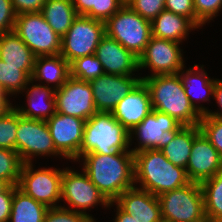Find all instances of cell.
I'll use <instances>...</instances> for the list:
<instances>
[{
	"label": "cell",
	"mask_w": 222,
	"mask_h": 222,
	"mask_svg": "<svg viewBox=\"0 0 222 222\" xmlns=\"http://www.w3.org/2000/svg\"><path fill=\"white\" fill-rule=\"evenodd\" d=\"M34 66H12L0 59V86L10 96L21 93L31 80Z\"/></svg>",
	"instance_id": "29"
},
{
	"label": "cell",
	"mask_w": 222,
	"mask_h": 222,
	"mask_svg": "<svg viewBox=\"0 0 222 222\" xmlns=\"http://www.w3.org/2000/svg\"><path fill=\"white\" fill-rule=\"evenodd\" d=\"M16 14L40 12L46 0H11Z\"/></svg>",
	"instance_id": "41"
},
{
	"label": "cell",
	"mask_w": 222,
	"mask_h": 222,
	"mask_svg": "<svg viewBox=\"0 0 222 222\" xmlns=\"http://www.w3.org/2000/svg\"><path fill=\"white\" fill-rule=\"evenodd\" d=\"M163 222L195 221L205 217L204 195L200 183L188 184L158 196Z\"/></svg>",
	"instance_id": "6"
},
{
	"label": "cell",
	"mask_w": 222,
	"mask_h": 222,
	"mask_svg": "<svg viewBox=\"0 0 222 222\" xmlns=\"http://www.w3.org/2000/svg\"><path fill=\"white\" fill-rule=\"evenodd\" d=\"M18 111L13 107L0 117V148L16 151Z\"/></svg>",
	"instance_id": "33"
},
{
	"label": "cell",
	"mask_w": 222,
	"mask_h": 222,
	"mask_svg": "<svg viewBox=\"0 0 222 222\" xmlns=\"http://www.w3.org/2000/svg\"><path fill=\"white\" fill-rule=\"evenodd\" d=\"M23 162L16 151L0 148V180L17 186Z\"/></svg>",
	"instance_id": "32"
},
{
	"label": "cell",
	"mask_w": 222,
	"mask_h": 222,
	"mask_svg": "<svg viewBox=\"0 0 222 222\" xmlns=\"http://www.w3.org/2000/svg\"><path fill=\"white\" fill-rule=\"evenodd\" d=\"M105 34L104 21L78 15L61 39L60 55L70 64L79 57L95 54Z\"/></svg>",
	"instance_id": "7"
},
{
	"label": "cell",
	"mask_w": 222,
	"mask_h": 222,
	"mask_svg": "<svg viewBox=\"0 0 222 222\" xmlns=\"http://www.w3.org/2000/svg\"><path fill=\"white\" fill-rule=\"evenodd\" d=\"M216 102L218 103V107H220V112H212V110H208V112L203 116H209L212 118H216L219 120H222V80L221 79H215V85L213 90V96Z\"/></svg>",
	"instance_id": "43"
},
{
	"label": "cell",
	"mask_w": 222,
	"mask_h": 222,
	"mask_svg": "<svg viewBox=\"0 0 222 222\" xmlns=\"http://www.w3.org/2000/svg\"><path fill=\"white\" fill-rule=\"evenodd\" d=\"M16 18L11 0H0V34L14 31Z\"/></svg>",
	"instance_id": "39"
},
{
	"label": "cell",
	"mask_w": 222,
	"mask_h": 222,
	"mask_svg": "<svg viewBox=\"0 0 222 222\" xmlns=\"http://www.w3.org/2000/svg\"><path fill=\"white\" fill-rule=\"evenodd\" d=\"M125 4L123 0H96V8H93L86 16L106 22Z\"/></svg>",
	"instance_id": "38"
},
{
	"label": "cell",
	"mask_w": 222,
	"mask_h": 222,
	"mask_svg": "<svg viewBox=\"0 0 222 222\" xmlns=\"http://www.w3.org/2000/svg\"><path fill=\"white\" fill-rule=\"evenodd\" d=\"M14 32L31 49L36 57L58 55L61 39L40 12L17 15Z\"/></svg>",
	"instance_id": "9"
},
{
	"label": "cell",
	"mask_w": 222,
	"mask_h": 222,
	"mask_svg": "<svg viewBox=\"0 0 222 222\" xmlns=\"http://www.w3.org/2000/svg\"><path fill=\"white\" fill-rule=\"evenodd\" d=\"M116 216L114 222H138L133 215L127 214L116 205Z\"/></svg>",
	"instance_id": "46"
},
{
	"label": "cell",
	"mask_w": 222,
	"mask_h": 222,
	"mask_svg": "<svg viewBox=\"0 0 222 222\" xmlns=\"http://www.w3.org/2000/svg\"><path fill=\"white\" fill-rule=\"evenodd\" d=\"M199 128L222 157V120L202 116L199 122Z\"/></svg>",
	"instance_id": "35"
},
{
	"label": "cell",
	"mask_w": 222,
	"mask_h": 222,
	"mask_svg": "<svg viewBox=\"0 0 222 222\" xmlns=\"http://www.w3.org/2000/svg\"><path fill=\"white\" fill-rule=\"evenodd\" d=\"M149 89L152 108L173 117L182 126L199 125L201 115L191 105L179 74L141 77Z\"/></svg>",
	"instance_id": "3"
},
{
	"label": "cell",
	"mask_w": 222,
	"mask_h": 222,
	"mask_svg": "<svg viewBox=\"0 0 222 222\" xmlns=\"http://www.w3.org/2000/svg\"><path fill=\"white\" fill-rule=\"evenodd\" d=\"M0 59L12 66H34L36 56L14 32L0 34Z\"/></svg>",
	"instance_id": "27"
},
{
	"label": "cell",
	"mask_w": 222,
	"mask_h": 222,
	"mask_svg": "<svg viewBox=\"0 0 222 222\" xmlns=\"http://www.w3.org/2000/svg\"><path fill=\"white\" fill-rule=\"evenodd\" d=\"M9 186L10 184L8 182L0 180V193L4 192Z\"/></svg>",
	"instance_id": "47"
},
{
	"label": "cell",
	"mask_w": 222,
	"mask_h": 222,
	"mask_svg": "<svg viewBox=\"0 0 222 222\" xmlns=\"http://www.w3.org/2000/svg\"><path fill=\"white\" fill-rule=\"evenodd\" d=\"M185 222H214V221H212L209 217L205 216V217H203L201 219H197L195 221H185Z\"/></svg>",
	"instance_id": "48"
},
{
	"label": "cell",
	"mask_w": 222,
	"mask_h": 222,
	"mask_svg": "<svg viewBox=\"0 0 222 222\" xmlns=\"http://www.w3.org/2000/svg\"><path fill=\"white\" fill-rule=\"evenodd\" d=\"M130 147L129 131L111 112H97L86 121L80 157L87 153L132 152Z\"/></svg>",
	"instance_id": "4"
},
{
	"label": "cell",
	"mask_w": 222,
	"mask_h": 222,
	"mask_svg": "<svg viewBox=\"0 0 222 222\" xmlns=\"http://www.w3.org/2000/svg\"><path fill=\"white\" fill-rule=\"evenodd\" d=\"M95 55L106 74L134 76L132 72L139 71L138 57L107 34L102 37Z\"/></svg>",
	"instance_id": "18"
},
{
	"label": "cell",
	"mask_w": 222,
	"mask_h": 222,
	"mask_svg": "<svg viewBox=\"0 0 222 222\" xmlns=\"http://www.w3.org/2000/svg\"><path fill=\"white\" fill-rule=\"evenodd\" d=\"M104 74L101 62L95 54L79 57L70 63V76L90 82Z\"/></svg>",
	"instance_id": "31"
},
{
	"label": "cell",
	"mask_w": 222,
	"mask_h": 222,
	"mask_svg": "<svg viewBox=\"0 0 222 222\" xmlns=\"http://www.w3.org/2000/svg\"><path fill=\"white\" fill-rule=\"evenodd\" d=\"M48 207L14 186L9 222H43Z\"/></svg>",
	"instance_id": "28"
},
{
	"label": "cell",
	"mask_w": 222,
	"mask_h": 222,
	"mask_svg": "<svg viewBox=\"0 0 222 222\" xmlns=\"http://www.w3.org/2000/svg\"><path fill=\"white\" fill-rule=\"evenodd\" d=\"M14 186L10 185L0 193V222L9 221L12 208Z\"/></svg>",
	"instance_id": "42"
},
{
	"label": "cell",
	"mask_w": 222,
	"mask_h": 222,
	"mask_svg": "<svg viewBox=\"0 0 222 222\" xmlns=\"http://www.w3.org/2000/svg\"><path fill=\"white\" fill-rule=\"evenodd\" d=\"M165 10L184 16L195 25L194 0H165Z\"/></svg>",
	"instance_id": "40"
},
{
	"label": "cell",
	"mask_w": 222,
	"mask_h": 222,
	"mask_svg": "<svg viewBox=\"0 0 222 222\" xmlns=\"http://www.w3.org/2000/svg\"><path fill=\"white\" fill-rule=\"evenodd\" d=\"M43 222H94L88 215L61 207L48 208Z\"/></svg>",
	"instance_id": "37"
},
{
	"label": "cell",
	"mask_w": 222,
	"mask_h": 222,
	"mask_svg": "<svg viewBox=\"0 0 222 222\" xmlns=\"http://www.w3.org/2000/svg\"><path fill=\"white\" fill-rule=\"evenodd\" d=\"M13 107V104L10 103L9 95L0 86V117L4 116Z\"/></svg>",
	"instance_id": "45"
},
{
	"label": "cell",
	"mask_w": 222,
	"mask_h": 222,
	"mask_svg": "<svg viewBox=\"0 0 222 222\" xmlns=\"http://www.w3.org/2000/svg\"><path fill=\"white\" fill-rule=\"evenodd\" d=\"M153 110L149 89L141 80L111 112L129 132Z\"/></svg>",
	"instance_id": "19"
},
{
	"label": "cell",
	"mask_w": 222,
	"mask_h": 222,
	"mask_svg": "<svg viewBox=\"0 0 222 222\" xmlns=\"http://www.w3.org/2000/svg\"><path fill=\"white\" fill-rule=\"evenodd\" d=\"M81 168L109 202L135 186L133 152L104 155L87 153L80 157Z\"/></svg>",
	"instance_id": "1"
},
{
	"label": "cell",
	"mask_w": 222,
	"mask_h": 222,
	"mask_svg": "<svg viewBox=\"0 0 222 222\" xmlns=\"http://www.w3.org/2000/svg\"><path fill=\"white\" fill-rule=\"evenodd\" d=\"M180 127L182 125L173 117L153 109L129 132L130 146L134 136L138 141V147L132 148L131 151L135 153L146 149H160L168 135L175 133Z\"/></svg>",
	"instance_id": "15"
},
{
	"label": "cell",
	"mask_w": 222,
	"mask_h": 222,
	"mask_svg": "<svg viewBox=\"0 0 222 222\" xmlns=\"http://www.w3.org/2000/svg\"><path fill=\"white\" fill-rule=\"evenodd\" d=\"M78 15H87L93 8H96V0H72Z\"/></svg>",
	"instance_id": "44"
},
{
	"label": "cell",
	"mask_w": 222,
	"mask_h": 222,
	"mask_svg": "<svg viewBox=\"0 0 222 222\" xmlns=\"http://www.w3.org/2000/svg\"><path fill=\"white\" fill-rule=\"evenodd\" d=\"M33 168V163H23L17 187L48 208L60 207L63 169Z\"/></svg>",
	"instance_id": "10"
},
{
	"label": "cell",
	"mask_w": 222,
	"mask_h": 222,
	"mask_svg": "<svg viewBox=\"0 0 222 222\" xmlns=\"http://www.w3.org/2000/svg\"><path fill=\"white\" fill-rule=\"evenodd\" d=\"M61 200L68 204V207H61L88 215L94 222L93 216L86 212L88 208L98 204L105 208L114 205V202H109L104 197L84 171L80 173L67 167L62 173Z\"/></svg>",
	"instance_id": "8"
},
{
	"label": "cell",
	"mask_w": 222,
	"mask_h": 222,
	"mask_svg": "<svg viewBox=\"0 0 222 222\" xmlns=\"http://www.w3.org/2000/svg\"><path fill=\"white\" fill-rule=\"evenodd\" d=\"M40 13L55 33L63 37L78 16L72 0H46Z\"/></svg>",
	"instance_id": "26"
},
{
	"label": "cell",
	"mask_w": 222,
	"mask_h": 222,
	"mask_svg": "<svg viewBox=\"0 0 222 222\" xmlns=\"http://www.w3.org/2000/svg\"><path fill=\"white\" fill-rule=\"evenodd\" d=\"M205 215L214 222H222V171L201 183Z\"/></svg>",
	"instance_id": "30"
},
{
	"label": "cell",
	"mask_w": 222,
	"mask_h": 222,
	"mask_svg": "<svg viewBox=\"0 0 222 222\" xmlns=\"http://www.w3.org/2000/svg\"><path fill=\"white\" fill-rule=\"evenodd\" d=\"M114 203L138 222H163L159 198L148 191L134 186L125 190Z\"/></svg>",
	"instance_id": "20"
},
{
	"label": "cell",
	"mask_w": 222,
	"mask_h": 222,
	"mask_svg": "<svg viewBox=\"0 0 222 222\" xmlns=\"http://www.w3.org/2000/svg\"><path fill=\"white\" fill-rule=\"evenodd\" d=\"M33 82V80H30L21 92H26L28 106H14V108L24 118L47 121L56 113L55 90L51 86H46L45 82L42 85L41 83L36 85ZM31 83L32 86H30Z\"/></svg>",
	"instance_id": "21"
},
{
	"label": "cell",
	"mask_w": 222,
	"mask_h": 222,
	"mask_svg": "<svg viewBox=\"0 0 222 222\" xmlns=\"http://www.w3.org/2000/svg\"><path fill=\"white\" fill-rule=\"evenodd\" d=\"M200 132L199 125L182 126L175 133L168 135L159 150L169 162L186 169L193 141Z\"/></svg>",
	"instance_id": "23"
},
{
	"label": "cell",
	"mask_w": 222,
	"mask_h": 222,
	"mask_svg": "<svg viewBox=\"0 0 222 222\" xmlns=\"http://www.w3.org/2000/svg\"><path fill=\"white\" fill-rule=\"evenodd\" d=\"M135 187L155 196L180 188L190 181L186 170L169 162L159 149L134 153Z\"/></svg>",
	"instance_id": "2"
},
{
	"label": "cell",
	"mask_w": 222,
	"mask_h": 222,
	"mask_svg": "<svg viewBox=\"0 0 222 222\" xmlns=\"http://www.w3.org/2000/svg\"><path fill=\"white\" fill-rule=\"evenodd\" d=\"M70 77V64L60 55L39 56L35 59L33 81H45L54 90L61 88Z\"/></svg>",
	"instance_id": "25"
},
{
	"label": "cell",
	"mask_w": 222,
	"mask_h": 222,
	"mask_svg": "<svg viewBox=\"0 0 222 222\" xmlns=\"http://www.w3.org/2000/svg\"><path fill=\"white\" fill-rule=\"evenodd\" d=\"M16 152L23 163H32L34 156L63 157L54 145L46 121L28 119L18 112Z\"/></svg>",
	"instance_id": "11"
},
{
	"label": "cell",
	"mask_w": 222,
	"mask_h": 222,
	"mask_svg": "<svg viewBox=\"0 0 222 222\" xmlns=\"http://www.w3.org/2000/svg\"><path fill=\"white\" fill-rule=\"evenodd\" d=\"M126 4L149 21L155 19L165 10V0H127Z\"/></svg>",
	"instance_id": "36"
},
{
	"label": "cell",
	"mask_w": 222,
	"mask_h": 222,
	"mask_svg": "<svg viewBox=\"0 0 222 222\" xmlns=\"http://www.w3.org/2000/svg\"><path fill=\"white\" fill-rule=\"evenodd\" d=\"M106 34L139 57L151 37V21L142 18L127 4L105 22Z\"/></svg>",
	"instance_id": "5"
},
{
	"label": "cell",
	"mask_w": 222,
	"mask_h": 222,
	"mask_svg": "<svg viewBox=\"0 0 222 222\" xmlns=\"http://www.w3.org/2000/svg\"><path fill=\"white\" fill-rule=\"evenodd\" d=\"M180 43L151 36L143 53L138 57V68H150L151 75L178 74L184 68Z\"/></svg>",
	"instance_id": "12"
},
{
	"label": "cell",
	"mask_w": 222,
	"mask_h": 222,
	"mask_svg": "<svg viewBox=\"0 0 222 222\" xmlns=\"http://www.w3.org/2000/svg\"><path fill=\"white\" fill-rule=\"evenodd\" d=\"M185 170L190 182L200 184L222 171V157L202 132L193 141Z\"/></svg>",
	"instance_id": "17"
},
{
	"label": "cell",
	"mask_w": 222,
	"mask_h": 222,
	"mask_svg": "<svg viewBox=\"0 0 222 222\" xmlns=\"http://www.w3.org/2000/svg\"><path fill=\"white\" fill-rule=\"evenodd\" d=\"M194 29L198 28L188 18L167 10L151 21V36L178 43L187 40L189 32Z\"/></svg>",
	"instance_id": "24"
},
{
	"label": "cell",
	"mask_w": 222,
	"mask_h": 222,
	"mask_svg": "<svg viewBox=\"0 0 222 222\" xmlns=\"http://www.w3.org/2000/svg\"><path fill=\"white\" fill-rule=\"evenodd\" d=\"M56 112L88 120L95 113V102L89 82L69 77L65 84L55 90Z\"/></svg>",
	"instance_id": "13"
},
{
	"label": "cell",
	"mask_w": 222,
	"mask_h": 222,
	"mask_svg": "<svg viewBox=\"0 0 222 222\" xmlns=\"http://www.w3.org/2000/svg\"><path fill=\"white\" fill-rule=\"evenodd\" d=\"M46 122L56 150L63 158L80 162L86 120L56 112Z\"/></svg>",
	"instance_id": "14"
},
{
	"label": "cell",
	"mask_w": 222,
	"mask_h": 222,
	"mask_svg": "<svg viewBox=\"0 0 222 222\" xmlns=\"http://www.w3.org/2000/svg\"><path fill=\"white\" fill-rule=\"evenodd\" d=\"M183 69L184 68H182L178 74L183 84L185 93L189 98L191 105L195 108L196 111H198L201 116H203L208 112V108L200 105V101L206 102L211 99L210 97L213 96L215 79L208 77V74L205 72L203 65L200 66L194 64L192 68L186 69V71ZM202 89L203 91L200 94L199 92H201ZM198 90L200 91L197 92ZM204 90L206 91L205 94ZM196 101L199 102V104Z\"/></svg>",
	"instance_id": "22"
},
{
	"label": "cell",
	"mask_w": 222,
	"mask_h": 222,
	"mask_svg": "<svg viewBox=\"0 0 222 222\" xmlns=\"http://www.w3.org/2000/svg\"><path fill=\"white\" fill-rule=\"evenodd\" d=\"M195 26L201 28L213 20L222 9V0H194Z\"/></svg>",
	"instance_id": "34"
},
{
	"label": "cell",
	"mask_w": 222,
	"mask_h": 222,
	"mask_svg": "<svg viewBox=\"0 0 222 222\" xmlns=\"http://www.w3.org/2000/svg\"><path fill=\"white\" fill-rule=\"evenodd\" d=\"M141 81V77L102 74L89 83L97 112H112L116 105Z\"/></svg>",
	"instance_id": "16"
}]
</instances>
